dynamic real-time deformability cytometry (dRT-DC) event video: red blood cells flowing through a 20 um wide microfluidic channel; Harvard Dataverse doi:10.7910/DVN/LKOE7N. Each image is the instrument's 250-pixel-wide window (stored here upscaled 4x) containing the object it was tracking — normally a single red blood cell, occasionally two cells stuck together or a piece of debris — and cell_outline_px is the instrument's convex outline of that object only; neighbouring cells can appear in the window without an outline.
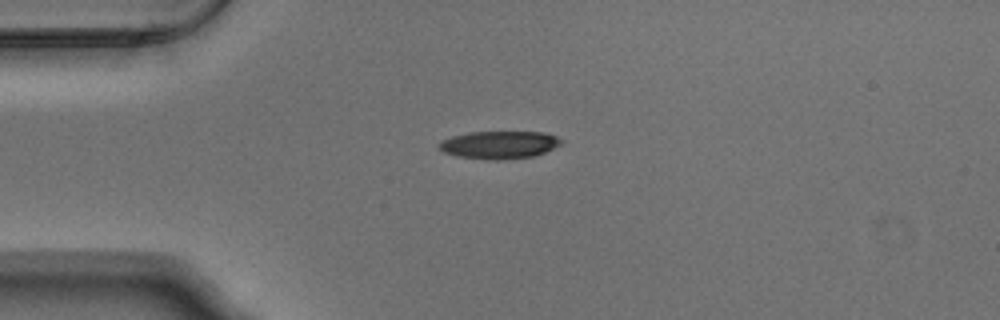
{"species": "Egyptian fruit bat (a non-hibernating species)", "species_latin": "Rousettus aegyptiacus", "temperature_condition": "warm", "stored_images_in_passage": 41, "camera_frame_rate_fps": 3000, "um_per_image_px": 0.085, "animal": {"sex": "male"}, "frame": {"image": 1, "passage_image": 1, "time_ms": 0.0, "image_size_px": [1000, 320], "cell_outline_px": [[564, 140], [560, 144], [544, 152], [532, 156], [504, 160], [488, 160], [456, 156], [444, 152], [440, 148], [440, 140], [452, 136], [468, 132], [544, 132], [556, 136]], "centroid_in_image_um": [42.42, 12.31], "position_along_channel_um": 42.6, "area_um2": 19.71}}
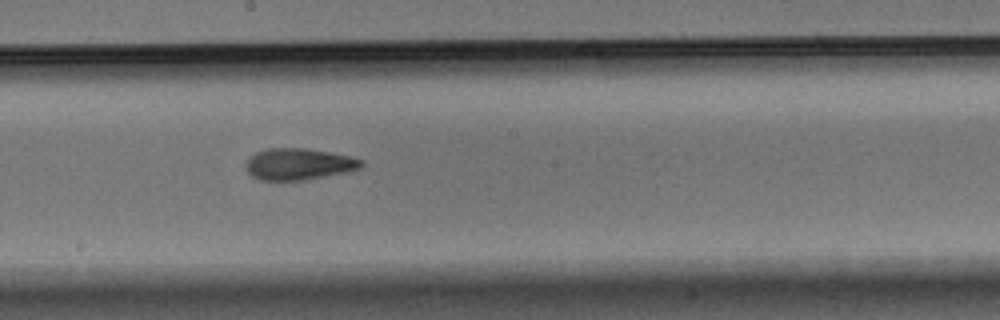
{"frame": {"image": 2, "passage_image": 17, "time_ms": 5.333, "image_size_px": [1000, 320], "cell_outline_px": [[364, 164], [360, 168], [352, 172], [304, 180], [260, 180], [252, 176], [248, 172], [244, 164], [248, 156], [256, 152], [268, 148], [304, 148], [328, 152], [348, 156], [364, 160]], "centroid_in_image_um": [25.39, 13.95], "position_along_channel_um": 222.8, "area_um2": 21.5}}
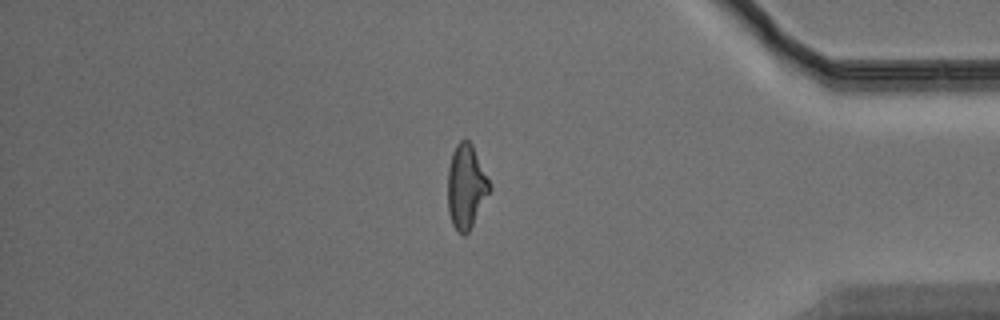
{"frame": {"image": 3, "passage_image": 33, "time_ms": 10.667, "image_size_px": [1000, 320], "cell_outline_px": [[492, 188], [468, 232], [464, 236], [452, 224], [448, 212], [448, 168], [452, 152], [456, 144], [460, 140], [468, 140], [472, 144]], "centroid_in_image_um": [39.61, 15.84], "position_along_channel_um": 395.6, "area_um2": 20.23}, "authors_computed_cell_mechanics": {"area_um2": 20.7502, "velocity_mm_per_s": 3.7842, "shape_relaxation_time_tau1_ms": 7.3337, "shape_relaxation_time_tau2_ms": 1.9849, "deformation_change_tau1": 0.232, "deformation_change_tau2": 0.108}}